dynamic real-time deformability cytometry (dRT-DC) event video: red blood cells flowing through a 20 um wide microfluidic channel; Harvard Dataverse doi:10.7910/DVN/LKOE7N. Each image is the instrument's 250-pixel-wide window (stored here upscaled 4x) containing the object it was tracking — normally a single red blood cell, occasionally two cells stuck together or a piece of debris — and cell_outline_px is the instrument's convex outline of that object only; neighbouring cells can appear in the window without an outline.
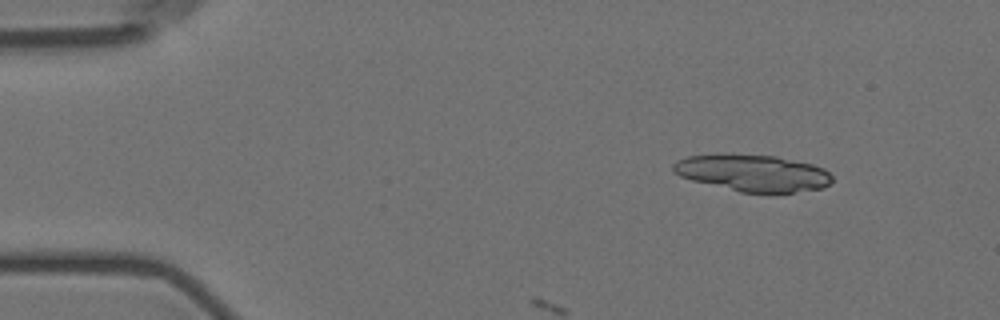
{"species": "Egyptian fruit bat (a non-hibernating species)", "species_latin": "Rousettus aegyptiacus", "temperature_condition": "room temperature", "stored_images_in_passage": 8, "camera_frame_rate_fps": 3000, "um_per_image_px": 0.085, "animal": {"sex": "female"}, "frame": {"image": 1, "passage_image": 2, "time_ms": 1.333, "image_size_px": [1000, 320], "cell_outline_px": [[832, 180], [824, 188], [792, 192], [740, 192], [692, 180], [680, 176], [672, 172], [672, 164], [688, 156], [720, 152], [724, 152], [776, 156], [812, 164], [824, 168], [832, 176]], "centroid_in_image_um": [63.95, 14.67], "position_along_channel_um": 21.0, "area_um2": 34.39}}